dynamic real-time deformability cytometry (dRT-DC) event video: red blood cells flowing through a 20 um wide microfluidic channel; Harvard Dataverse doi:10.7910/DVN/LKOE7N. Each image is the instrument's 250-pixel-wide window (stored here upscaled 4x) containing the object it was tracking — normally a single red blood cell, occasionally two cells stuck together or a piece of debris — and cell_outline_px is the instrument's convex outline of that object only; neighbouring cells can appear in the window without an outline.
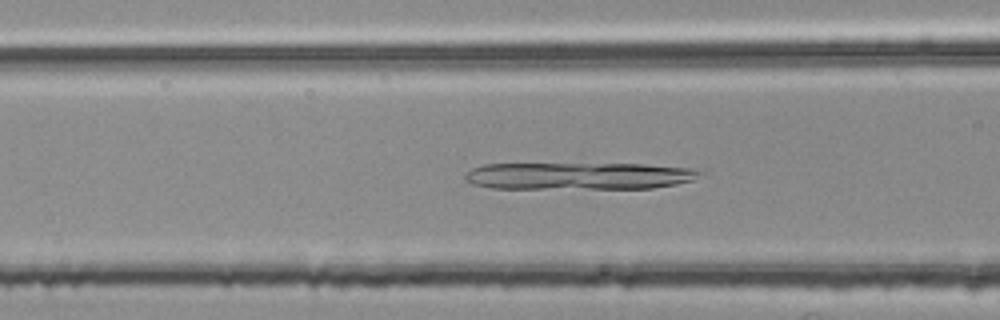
{"species": "common noctule bat (a hibernating species)", "species_latin": "Nyctalus noctula", "temperature_condition": "room temperature", "stored_images_in_passage": 39, "camera_frame_rate_fps": 3000, "um_per_image_px": 0.085, "animal": {"sex": "female", "body_mass_g": 25.1}, "frame": {"image": 1, "passage_image": 6, "time_ms": 1.667, "image_size_px": [1000, 320], "cell_outline_px": [[704, 176], [692, 180], [676, 184], [652, 188], [492, 188], [472, 184], [464, 180], [464, 176], [472, 168], [484, 164], [644, 164], [692, 168], [704, 172]], "centroid_in_image_um": [49.23, 14.95], "position_along_channel_um": 117.4, "area_um2": 37.22}}
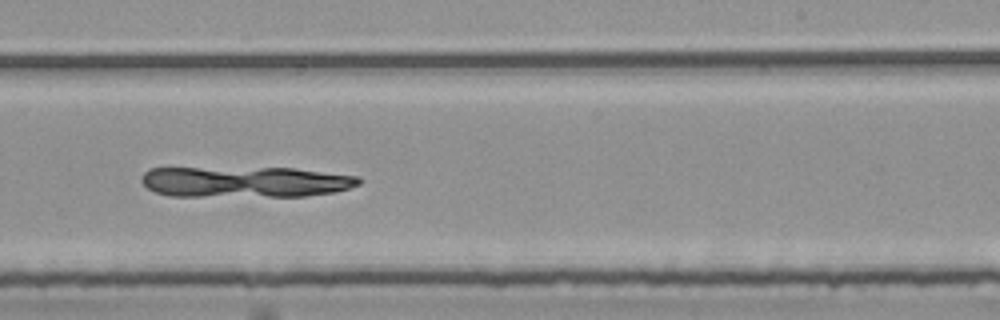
{"frame": {"image": 2, "passage_image": 18, "time_ms": 5.667, "image_size_px": [1000, 320], "cell_outline_px": [[364, 180], [360, 184], [336, 192], [304, 196], [168, 196], [156, 192], [148, 188], [140, 180], [140, 176], [148, 168], [292, 168], [360, 176]], "centroid_in_image_um": [20.85, 15.46], "position_along_channel_um": 268.1, "area_um2": 39.36}}
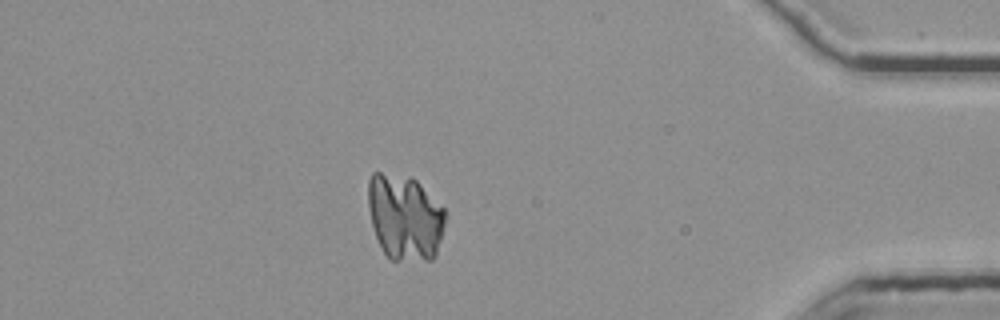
{"frame": {"image": 3, "passage_image": 32, "time_ms": 10.333, "image_size_px": [1000, 320], "cell_outline_px": [[448, 216], [436, 256], [432, 260], [388, 260], [376, 236], [372, 224], [368, 208], [368, 180], [372, 172], [380, 172], [412, 176], [444, 208]], "centroid_in_image_um": [34.43, 18.46], "position_along_channel_um": 400.8, "area_um2": 39.19}}